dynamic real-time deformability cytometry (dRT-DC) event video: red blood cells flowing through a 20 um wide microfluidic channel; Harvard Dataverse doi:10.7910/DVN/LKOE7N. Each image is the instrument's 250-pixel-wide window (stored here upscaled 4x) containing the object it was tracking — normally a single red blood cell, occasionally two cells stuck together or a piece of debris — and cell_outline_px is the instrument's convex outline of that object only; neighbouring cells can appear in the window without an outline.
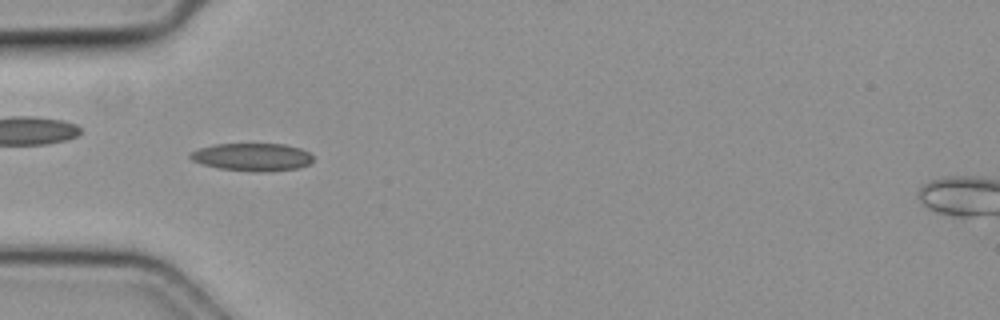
{"species": "common noctule bat (a hibernating species)", "species_latin": "Nyctalus noctula", "temperature_condition": "cold", "stored_images_in_passage": 50, "camera_frame_rate_fps": 3000, "um_per_image_px": 0.085, "animal": {"sex": "female", "body_mass_g": 19.3, "forearm_length_mm": 54.1}, "frame": {"image": 1, "passage_image": 15, "time_ms": 4.667, "image_size_px": [1000, 320], "cell_outline_px": [[312, 160], [308, 164], [300, 168], [252, 172], [220, 168], [200, 164], [192, 160], [188, 156], [192, 152], [200, 148], [216, 144], [284, 144], [300, 148], [308, 152], [312, 156]], "centroid_in_image_um": [21.42, 13.34], "position_along_channel_um": 63.6, "area_um2": 19.71}}
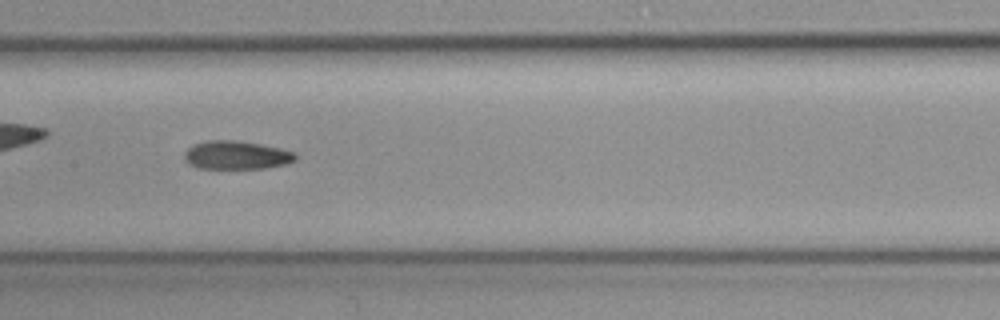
{"frame": {"image": 2, "passage_image": 24, "time_ms": 7.667, "image_size_px": [1000, 320], "cell_outline_px": [[296, 160], [284, 164], [264, 168], [196, 168], [188, 164], [184, 160], [184, 152], [192, 144], [208, 140], [236, 140], [260, 144], [280, 148], [292, 152], [296, 156]], "centroid_in_image_um": [20.03, 13.18], "position_along_channel_um": 187.4, "area_um2": 18.38}}
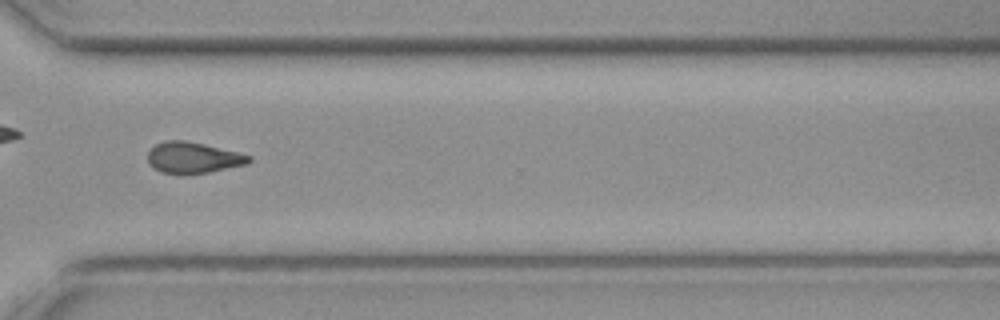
{"frame": {"image": 3, "passage_image": 36, "time_ms": 11.667, "image_size_px": [1000, 320], "cell_outline_px": [[252, 160], [248, 164], [208, 172], [160, 172], [152, 168], [148, 164], [148, 152], [156, 144], [164, 140], [184, 140], [204, 144], [252, 156]], "centroid_in_image_um": [16.4, 13.38], "position_along_channel_um": 354.2, "area_um2": 17.98}}